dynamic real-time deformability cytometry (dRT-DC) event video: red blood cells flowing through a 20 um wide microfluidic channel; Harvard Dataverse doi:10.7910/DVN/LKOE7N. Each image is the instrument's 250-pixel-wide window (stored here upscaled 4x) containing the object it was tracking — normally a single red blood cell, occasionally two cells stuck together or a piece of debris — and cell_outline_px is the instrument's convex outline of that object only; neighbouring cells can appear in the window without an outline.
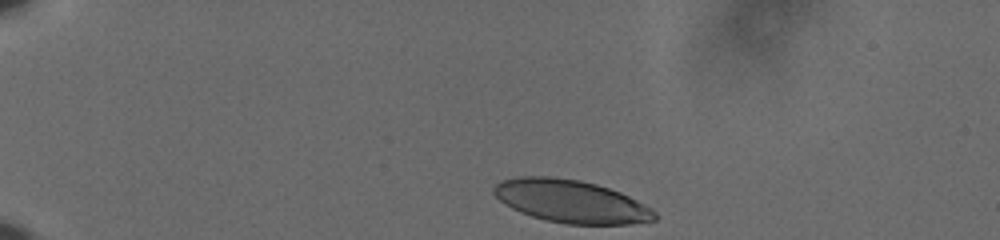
{"species": "human", "species_latin": "Homo sapiens", "temperature_condition": "cold", "stored_images_in_passage": 40, "camera_frame_rate_fps": 3000, "um_per_image_px": 0.085, "donor": {"sex": "male"}, "frame": {"image": 1, "passage_image": 1, "time_ms": 0.0, "image_size_px": [1000, 240], "cell_outline_px": [[656, 220], [628, 224], [564, 224], [544, 220], [520, 212], [504, 204], [492, 192], [492, 188], [500, 180], [520, 176], [552, 176], [580, 180], [596, 184], [620, 192], [652, 208], [656, 212]], "centroid_in_image_um": [48.51, 17.11], "position_along_channel_um": 36.5, "area_um2": 40.23}}
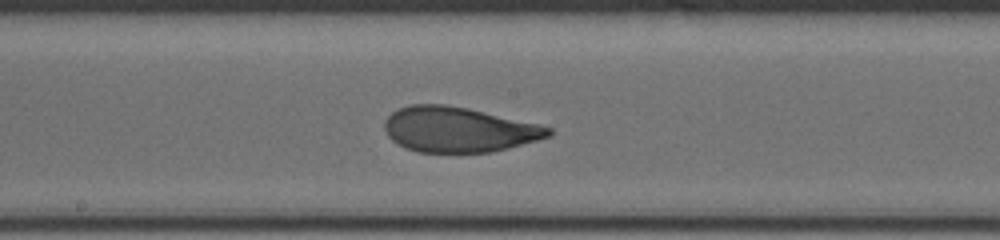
{"frame": {"image": 2, "passage_image": 22, "time_ms": 7.0, "image_size_px": [1000, 240], "cell_outline_px": [[552, 136], [508, 148], [492, 152], [416, 152], [404, 148], [392, 140], [388, 136], [384, 128], [384, 120], [392, 112], [400, 108], [412, 104], [444, 104], [468, 108], [540, 124], [552, 128]], "centroid_in_image_um": [38.98, 11.01], "position_along_channel_um": 209.2, "area_um2": 43.29}}
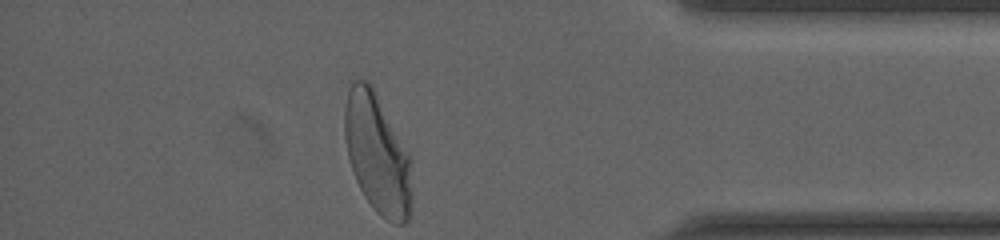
{"frame": {"image": 3, "passage_image": 40, "time_ms": 13.0, "image_size_px": [1000, 240], "cell_outline_px": [[412, 200], [408, 220], [404, 224], [396, 224], [380, 216], [376, 212], [364, 196], [356, 180], [348, 156], [344, 136], [344, 108], [348, 80], [364, 80], [372, 84], [408, 156], [412, 192]], "centroid_in_image_um": [32.02, 13.05], "position_along_channel_um": 403.2, "area_um2": 46.59}, "authors_computed_cell_mechanics": {"area_um2": 43.2633, "velocity_mm_per_s": 3.6139, "shape_relaxation_time_tau1_ms": 3.7978, "shape_relaxation_time_tau2_ms": 0.9209, "deformation_change_tau1": 0.1691, "deformation_change_tau2": 0.0722}}